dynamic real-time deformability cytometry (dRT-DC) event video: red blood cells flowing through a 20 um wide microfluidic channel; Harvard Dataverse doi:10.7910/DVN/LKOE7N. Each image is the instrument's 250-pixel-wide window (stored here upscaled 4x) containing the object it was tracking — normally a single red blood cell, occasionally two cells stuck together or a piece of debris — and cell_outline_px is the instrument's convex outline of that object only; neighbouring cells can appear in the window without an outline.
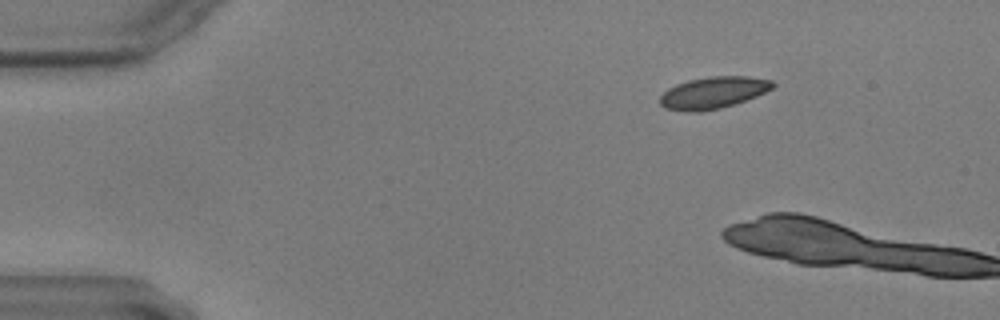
{"species": "common noctule bat (a hibernating species)", "species_latin": "Nyctalus noctula", "temperature_condition": "warm", "stored_images_in_passage": 6, "camera_frame_rate_fps": 3000, "um_per_image_px": 0.085, "animal": {"sex": "male", "body_mass_g": 17.9, "forearm_length_mm": 54.2}, "frame": {"image": 1, "passage_image": 4, "time_ms": 1.0, "image_size_px": [1000, 320], "cell_outline_px": [[776, 84], [772, 88], [756, 96], [720, 108], [700, 112], [688, 112], [664, 108], [660, 104], [660, 96], [668, 88], [676, 84], [688, 80], [708, 76], [748, 76], [772, 80]], "centroid_in_image_um": [60.59, 7.87], "position_along_channel_um": 24.4, "area_um2": 20.87}}